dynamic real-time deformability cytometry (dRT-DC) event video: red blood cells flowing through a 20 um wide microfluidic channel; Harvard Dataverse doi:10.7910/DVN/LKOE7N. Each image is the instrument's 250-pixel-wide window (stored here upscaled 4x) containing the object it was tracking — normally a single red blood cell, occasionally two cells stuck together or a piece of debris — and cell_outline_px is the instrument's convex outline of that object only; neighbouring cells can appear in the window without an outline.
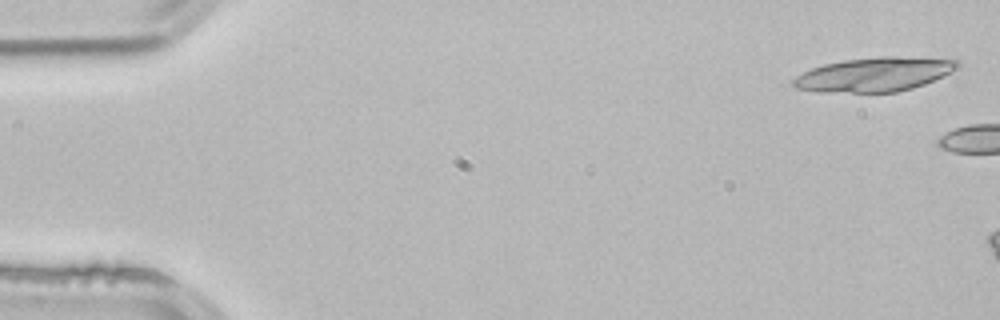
{"species": "common noctule bat (a hibernating species)", "species_latin": "Nyctalus noctula", "temperature_condition": "room temperature", "stored_images_in_passage": 5, "camera_frame_rate_fps": 3000, "um_per_image_px": 0.085, "animal": {"sex": "male", "body_mass_g": 21.5, "forearm_length_mm": 52.0}, "frame": {"image": 1, "passage_image": 1, "time_ms": 0.0, "image_size_px": [1000, 320], "cell_outline_px": [[960, 68], [924, 84], [912, 88], [896, 92], [820, 92], [796, 88], [788, 84], [796, 76], [812, 68], [824, 64], [844, 60], [880, 56], [896, 56], [960, 60]], "centroid_in_image_um": [74.3, 6.32], "position_along_channel_um": 10.7, "area_um2": 32.71}}